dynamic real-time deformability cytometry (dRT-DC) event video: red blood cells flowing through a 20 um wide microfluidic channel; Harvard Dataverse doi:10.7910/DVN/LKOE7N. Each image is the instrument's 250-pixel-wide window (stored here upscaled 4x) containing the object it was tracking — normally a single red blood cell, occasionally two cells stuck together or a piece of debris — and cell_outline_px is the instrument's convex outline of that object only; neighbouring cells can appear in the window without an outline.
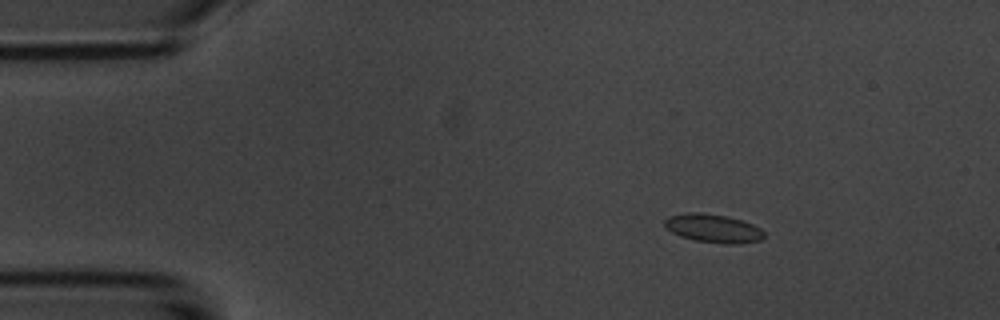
{"species": "common noctule bat (a hibernating species)", "species_latin": "Nyctalus noctula", "temperature_condition": "room temperature", "stored_images_in_passage": 5, "camera_frame_rate_fps": 3000, "um_per_image_px": 0.085, "animal": {"sex": "male", "body_mass_g": 20.1, "forearm_length_mm": 53.5}, "frame": {"image": 1, "passage_image": 3, "time_ms": 2.333, "image_size_px": [1000, 320], "cell_outline_px": [[764, 236], [760, 240], [740, 244], [728, 244], [696, 240], [680, 236], [672, 232], [664, 224], [664, 220], [668, 216], [688, 212], [700, 212], [728, 216], [752, 224], [760, 228], [764, 232]], "centroid_in_image_um": [60.62, 19.4], "position_along_channel_um": 24.4, "area_um2": 16.42}}